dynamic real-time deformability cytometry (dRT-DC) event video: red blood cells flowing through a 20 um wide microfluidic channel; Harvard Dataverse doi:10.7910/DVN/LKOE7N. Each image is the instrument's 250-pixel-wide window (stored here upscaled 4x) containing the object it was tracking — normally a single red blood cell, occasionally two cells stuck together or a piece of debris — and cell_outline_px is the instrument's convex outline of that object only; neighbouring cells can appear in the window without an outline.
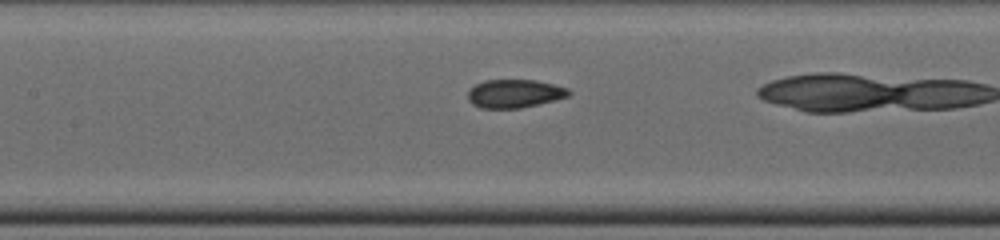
{"species": "common noctule bat (a hibernating species)", "species_latin": "Nyctalus noctula", "temperature_condition": "cold", "stored_images_in_passage": 27, "camera_frame_rate_fps": 3000, "um_per_image_px": 0.085, "animal": {"sex": "male", "body_mass_g": 19.0, "forearm_length_mm": 50.8}, "frame": {"image": 1, "passage_image": 15, "time_ms": 4.667, "image_size_px": [1000, 240], "cell_outline_px": [[572, 92], [568, 96], [556, 100], [520, 108], [480, 108], [472, 104], [468, 100], [468, 92], [476, 84], [484, 80], [536, 80], [568, 88]], "centroid_in_image_um": [43.74, 7.96], "position_along_channel_um": 163.7, "area_um2": 16.65}}
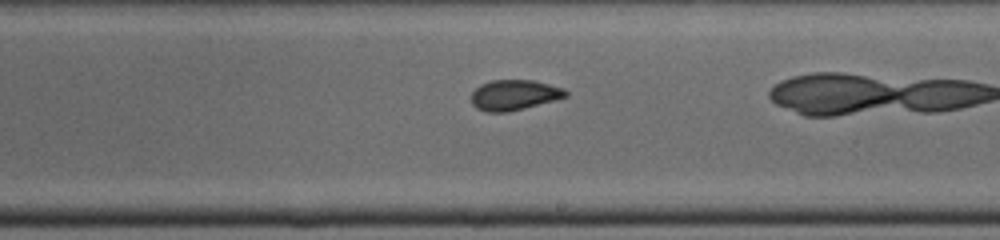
{"frame": {"image": 2, "passage_image": 20, "time_ms": 6.333, "image_size_px": [1000, 240], "cell_outline_px": [[568, 96], [524, 108], [508, 112], [488, 112], [476, 108], [472, 104], [472, 92], [480, 84], [492, 80], [532, 80], [564, 88], [568, 92]], "centroid_in_image_um": [43.69, 8.07], "position_along_channel_um": 245.3, "area_um2": 16.59}}
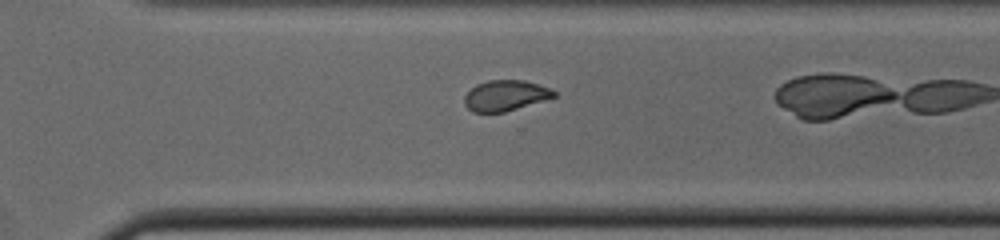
{"frame": {"image": 3, "passage_image": 25, "time_ms": 8.0, "image_size_px": [1000, 240], "cell_outline_px": [[556, 96], [504, 112], [472, 112], [464, 104], [464, 96], [476, 84], [488, 80], [524, 80], [548, 88], [556, 92]], "centroid_in_image_um": [42.92, 8.12], "position_along_channel_um": 327.7, "area_um2": 15.72}}